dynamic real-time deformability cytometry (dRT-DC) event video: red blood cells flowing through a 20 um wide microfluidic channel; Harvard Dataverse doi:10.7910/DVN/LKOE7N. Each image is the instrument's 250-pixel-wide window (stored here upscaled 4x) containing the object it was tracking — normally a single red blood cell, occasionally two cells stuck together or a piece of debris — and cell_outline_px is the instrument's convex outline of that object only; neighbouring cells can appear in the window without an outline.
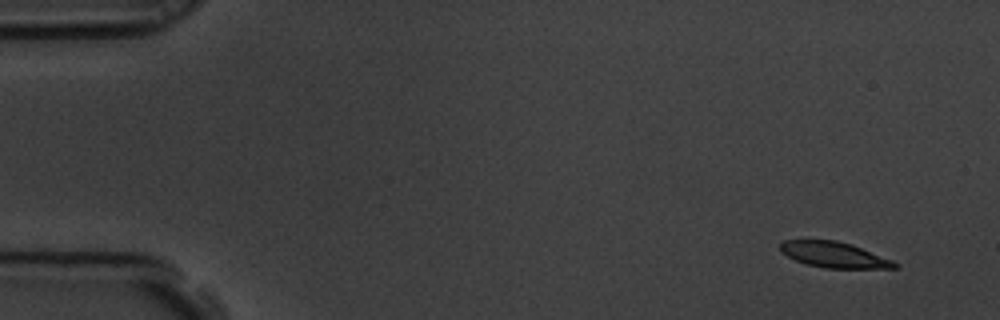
{"species": "common noctule bat (a hibernating species)", "species_latin": "Nyctalus noctula", "temperature_condition": "room temperature", "stored_images_in_passage": 5, "camera_frame_rate_fps": 3000, "um_per_image_px": 0.085, "animal": {"sex": "male", "body_mass_g": 19.5, "forearm_length_mm": 54.6}, "frame": {"image": 1, "passage_image": 1, "time_ms": 0.0, "image_size_px": [1000, 320], "cell_outline_px": [[900, 264], [896, 268], [824, 268], [808, 264], [796, 260], [780, 252], [780, 244], [784, 240], [836, 240], [852, 244], [892, 260]], "centroid_in_image_um": [70.9, 21.65], "position_along_channel_um": 14.1, "area_um2": 17.05}}
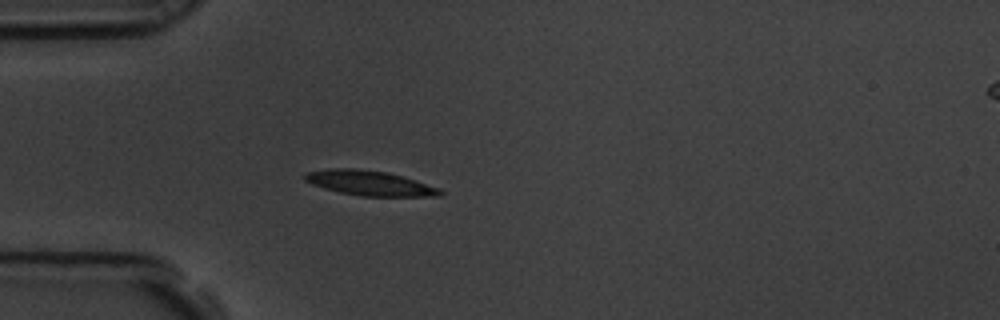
{"frame": {"image": 2, "passage_image": 5, "time_ms": 1.333, "image_size_px": [1000, 320], "cell_outline_px": [[444, 192], [440, 196], [360, 196], [340, 192], [324, 188], [312, 184], [304, 180], [304, 172], [328, 168], [356, 168], [384, 172], [400, 176], [440, 188]], "centroid_in_image_um": [31.37, 15.56], "position_along_channel_um": 53.6, "area_um2": 19.48}}